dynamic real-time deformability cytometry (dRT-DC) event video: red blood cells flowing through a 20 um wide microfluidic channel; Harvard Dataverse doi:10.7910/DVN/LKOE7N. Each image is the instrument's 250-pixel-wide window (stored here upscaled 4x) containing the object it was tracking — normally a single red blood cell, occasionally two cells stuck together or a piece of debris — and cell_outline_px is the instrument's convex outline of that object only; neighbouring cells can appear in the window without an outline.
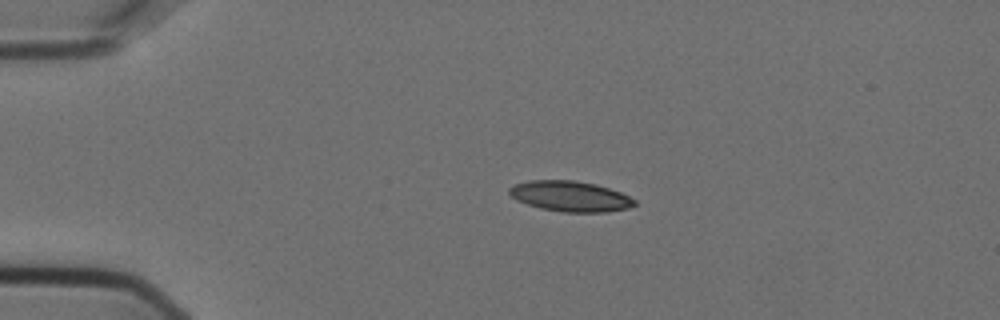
{"species": "Egyptian fruit bat (a non-hibernating species)", "species_latin": "Rousettus aegyptiacus", "temperature_condition": "cold", "stored_images_in_passage": 2, "camera_frame_rate_fps": 3000, "um_per_image_px": 0.085, "animal": {"sex": "female"}, "frame": {"image": 1, "passage_image": 1, "time_ms": 0.0, "image_size_px": [1000, 320], "cell_outline_px": [[636, 204], [628, 208], [604, 212], [560, 212], [540, 208], [516, 200], [508, 192], [508, 188], [516, 184], [528, 180], [576, 180], [596, 184], [620, 192], [636, 200]], "centroid_in_image_um": [48.45, 16.68], "position_along_channel_um": 36.5, "area_um2": 22.25}}